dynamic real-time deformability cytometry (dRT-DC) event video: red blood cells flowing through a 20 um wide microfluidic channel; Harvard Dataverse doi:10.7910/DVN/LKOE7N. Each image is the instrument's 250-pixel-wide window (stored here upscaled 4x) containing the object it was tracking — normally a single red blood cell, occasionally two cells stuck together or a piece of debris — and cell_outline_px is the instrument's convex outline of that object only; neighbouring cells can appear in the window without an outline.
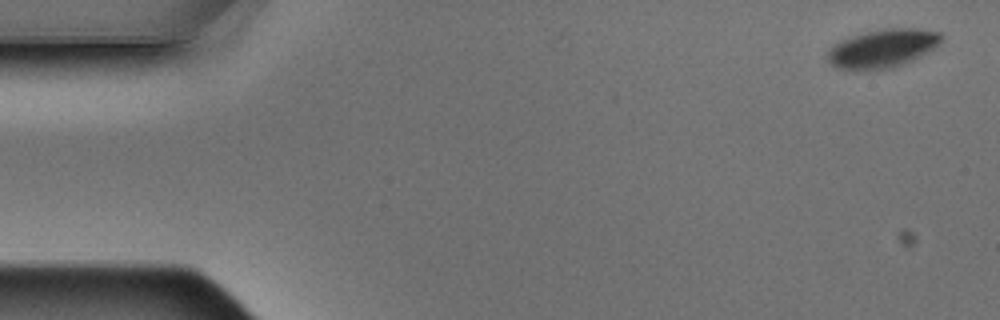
{"species": "Egyptian fruit bat (a non-hibernating species)", "species_latin": "Rousettus aegyptiacus", "temperature_condition": "warm", "stored_images_in_passage": 5, "camera_frame_rate_fps": 3000, "um_per_image_px": 0.085, "animal": {"sex": "male"}, "frame": {"image": 1, "passage_image": 1, "time_ms": 0.0, "image_size_px": [1000, 320], "cell_outline_px": [[944, 36], [940, 44], [936, 48], [904, 64], [892, 68], [836, 68], [828, 60], [828, 48], [840, 40], [852, 36], [884, 28], [920, 28], [940, 32]], "centroid_in_image_um": [75.09, 4.08], "position_along_channel_um": 9.9, "area_um2": 25.26}}
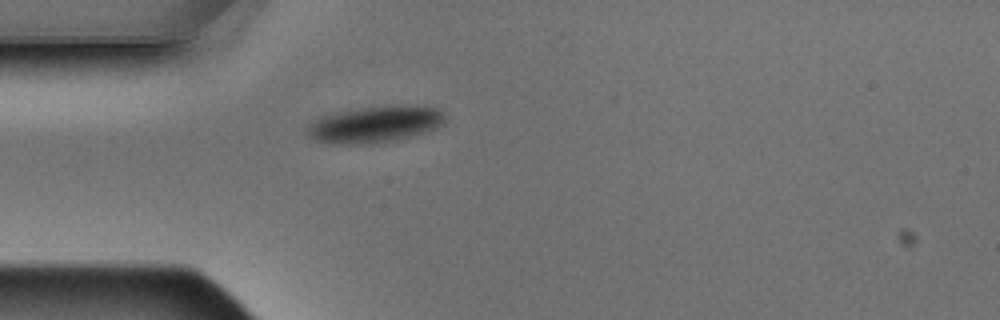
{"frame": {"image": 2, "passage_image": 5, "time_ms": 1.333, "image_size_px": [1000, 320], "cell_outline_px": [[444, 124], [436, 128], [412, 136], [396, 140], [376, 144], [332, 144], [316, 140], [308, 136], [304, 132], [308, 124], [320, 116], [336, 112], [392, 104], [424, 104], [436, 108], [444, 112]], "centroid_in_image_um": [31.89, 10.55], "position_along_channel_um": 53.1, "area_um2": 30.11}}